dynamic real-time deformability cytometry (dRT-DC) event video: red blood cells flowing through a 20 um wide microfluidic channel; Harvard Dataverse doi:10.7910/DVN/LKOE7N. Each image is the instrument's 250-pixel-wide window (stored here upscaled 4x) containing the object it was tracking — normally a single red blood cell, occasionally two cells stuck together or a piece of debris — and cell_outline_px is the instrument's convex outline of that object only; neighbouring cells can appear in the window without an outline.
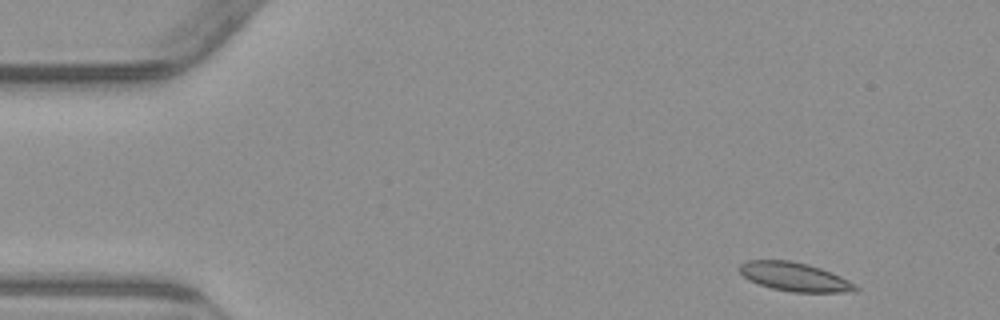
{"species": "common noctule bat (a hibernating species)", "species_latin": "Nyctalus noctula", "temperature_condition": "warm", "stored_images_in_passage": 51, "camera_frame_rate_fps": 3000, "um_per_image_px": 0.085, "animal": {"sex": "male", "body_mass_g": 23.1, "forearm_length_mm": 52.7}, "frame": {"image": 1, "passage_image": 2, "time_ms": 0.333, "image_size_px": [1000, 320], "cell_outline_px": [[860, 288], [856, 292], [792, 292], [772, 288], [748, 280], [740, 272], [740, 264], [748, 260], [792, 260], [808, 264], [820, 268], [840, 276], [856, 284]], "centroid_in_image_um": [67.57, 23.53], "position_along_channel_um": 17.4, "area_um2": 19.42}}
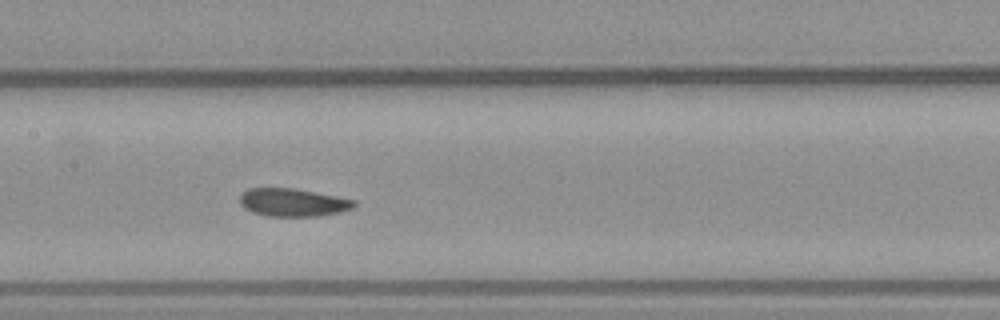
{"frame": {"image": 2, "passage_image": 23, "time_ms": 7.333, "image_size_px": [1000, 320], "cell_outline_px": [[356, 204], [352, 208], [340, 212], [320, 216], [268, 216], [252, 212], [244, 208], [240, 204], [240, 196], [248, 188], [292, 188], [336, 196], [356, 200]], "centroid_in_image_um": [24.89, 17.21], "position_along_channel_um": 182.5, "area_um2": 18.55}}
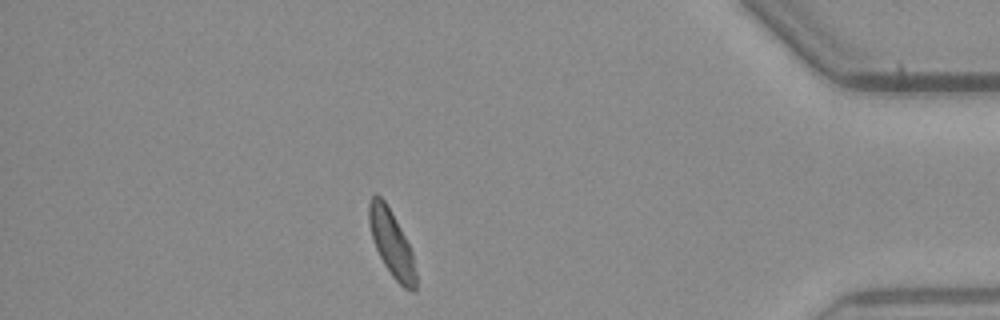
{"frame": {"image": 3, "passage_image": 44, "time_ms": 14.333, "image_size_px": [1000, 320], "cell_outline_px": [[416, 292], [412, 292], [404, 288], [392, 276], [384, 264], [372, 240], [368, 220], [368, 204], [372, 196], [376, 192], [384, 200], [396, 220], [412, 252], [416, 272]], "centroid_in_image_um": [33.27, 20.69], "position_along_channel_um": 401.9, "area_um2": 17.98}, "authors_computed_cell_mechanics": {"area_um2": 18.9006, "velocity_mm_per_s": 3.8012, "shape_relaxation_time_tau1_ms": 4.2614, "shape_relaxation_time_tau2_ms": 7.053, "deformation_change_tau1": 0.1241, "deformation_change_tau2": 0.1296}}